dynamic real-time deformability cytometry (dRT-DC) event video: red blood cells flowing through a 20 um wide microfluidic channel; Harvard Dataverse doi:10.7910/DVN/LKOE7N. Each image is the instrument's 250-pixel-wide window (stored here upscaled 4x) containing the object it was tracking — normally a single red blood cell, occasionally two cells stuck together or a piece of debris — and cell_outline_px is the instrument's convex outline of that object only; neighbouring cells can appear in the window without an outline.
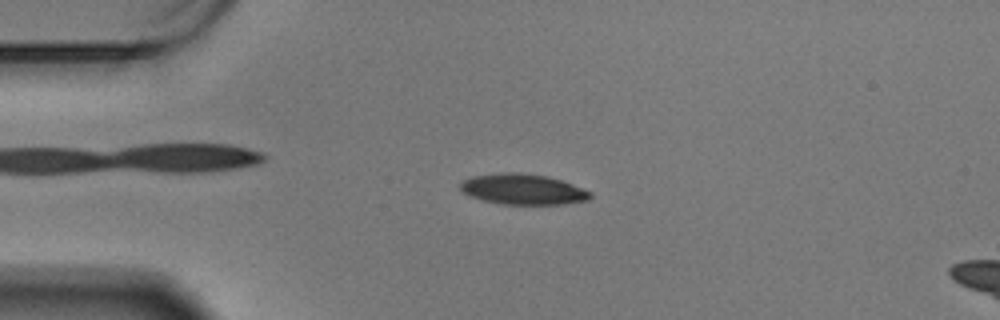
{"species": "Egyptian fruit bat (a non-hibernating species)", "species_latin": "Rousettus aegyptiacus", "temperature_condition": "warm", "stored_images_in_passage": 53, "camera_frame_rate_fps": 3000, "um_per_image_px": 0.085, "animal": {"sex": "male"}, "frame": {"image": 1, "passage_image": 14, "time_ms": 4.333, "image_size_px": [1000, 320], "cell_outline_px": [[592, 196], [588, 200], [564, 204], [504, 204], [484, 200], [468, 196], [460, 192], [460, 180], [472, 176], [504, 172], [520, 172], [548, 176], [572, 184], [592, 192]], "centroid_in_image_um": [44.41, 16.08], "position_along_channel_um": 40.6, "area_um2": 23.35}}
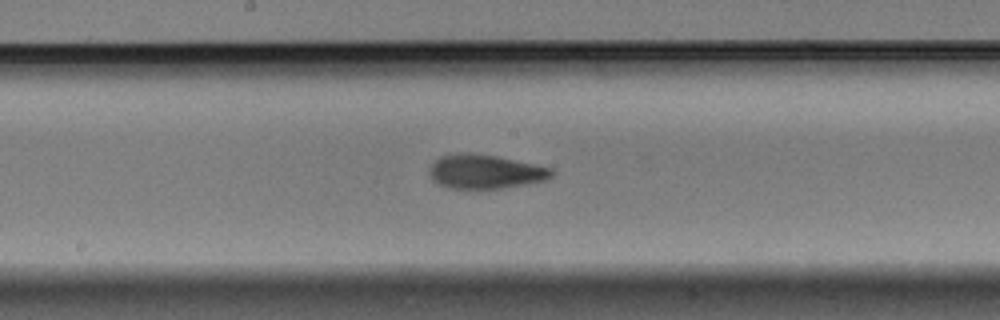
{"frame": {"image": 2, "passage_image": 31, "time_ms": 10.0, "image_size_px": [1000, 320], "cell_outline_px": [[556, 172], [552, 176], [544, 180], [528, 184], [504, 188], [448, 188], [436, 184], [432, 180], [428, 172], [432, 164], [440, 156], [496, 156], [536, 164], [552, 168]], "centroid_in_image_um": [41.3, 14.64], "position_along_channel_um": 206.9, "area_um2": 23.58}}
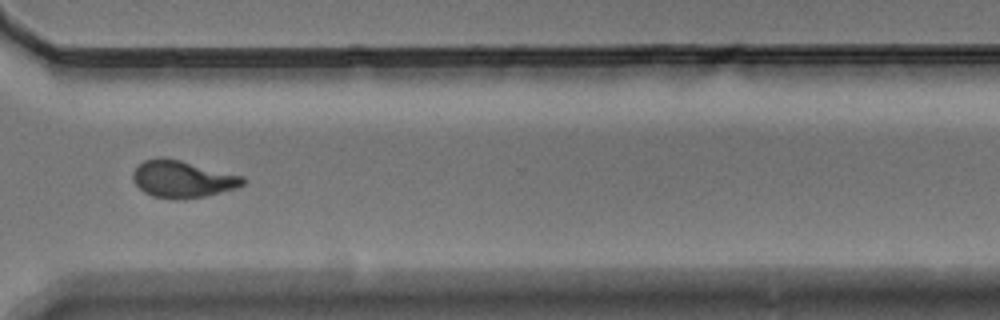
{"frame": {"image": 3, "passage_image": 44, "time_ms": 14.333, "image_size_px": [1000, 320], "cell_outline_px": [[248, 180], [244, 184], [236, 188], [204, 196], [176, 200], [152, 196], [144, 192], [132, 180], [132, 172], [144, 160], [160, 156], [180, 160], [244, 176]], "centroid_in_image_um": [15.51, 15.22], "position_along_channel_um": 355.1, "area_um2": 23.81}, "authors_computed_cell_mechanics": {"area_um2": 23.5246, "velocity_mm_per_s": 3.4225, "shape_relaxation_time_tau1_ms": 6.6216, "shape_relaxation_time_tau2_ms": 2.5913, "deformation_change_tau1": 0.2061, "deformation_change_tau2": 0.0807}}